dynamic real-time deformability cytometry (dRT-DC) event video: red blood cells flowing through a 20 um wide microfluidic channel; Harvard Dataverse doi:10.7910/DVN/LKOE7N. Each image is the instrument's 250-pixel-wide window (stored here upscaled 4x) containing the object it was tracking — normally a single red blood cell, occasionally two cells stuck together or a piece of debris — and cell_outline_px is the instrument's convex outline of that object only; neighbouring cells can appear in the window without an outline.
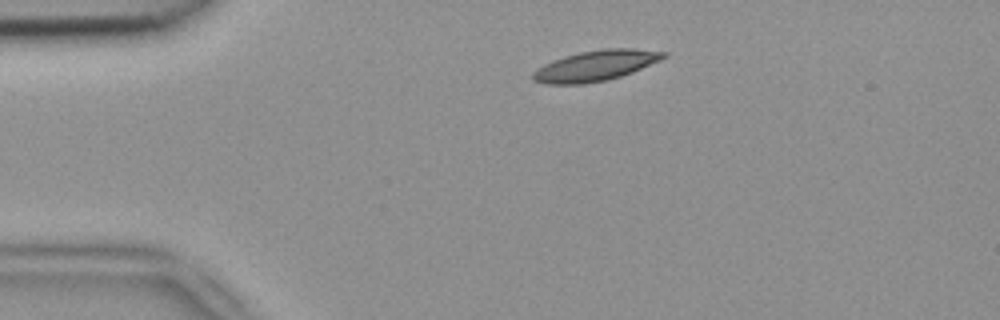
{"species": "common noctule bat (a hibernating species)", "species_latin": "Nyctalus noctula", "temperature_condition": "room temperature", "stored_images_in_passage": 43, "camera_frame_rate_fps": 3000, "um_per_image_px": 0.085, "animal": {"sex": "female", "body_mass_g": 18.4}, "frame": {"image": 1, "passage_image": 1, "time_ms": 0.0, "image_size_px": [1000, 320], "cell_outline_px": [[668, 56], [660, 60], [632, 72], [608, 80], [584, 84], [544, 84], [532, 80], [532, 72], [544, 64], [552, 60], [564, 56], [580, 52], [604, 48], [632, 48], [668, 52]], "centroid_in_image_um": [50.61, 5.58], "position_along_channel_um": 34.4, "area_um2": 23.35}}
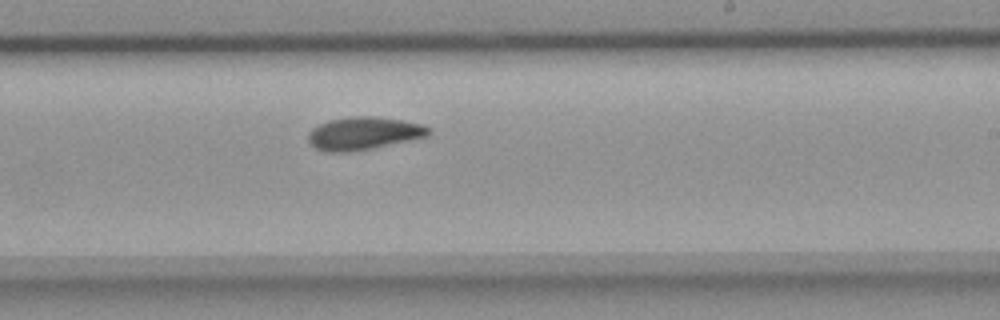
{"frame": {"image": 2, "passage_image": 22, "time_ms": 7.0, "image_size_px": [1000, 320], "cell_outline_px": [[432, 132], [428, 136], [372, 148], [348, 152], [324, 152], [316, 148], [308, 140], [308, 132], [312, 128], [328, 120], [356, 116], [372, 116], [400, 120], [424, 124], [432, 128]], "centroid_in_image_um": [30.92, 11.33], "position_along_channel_um": 258.1, "area_um2": 23.0}}
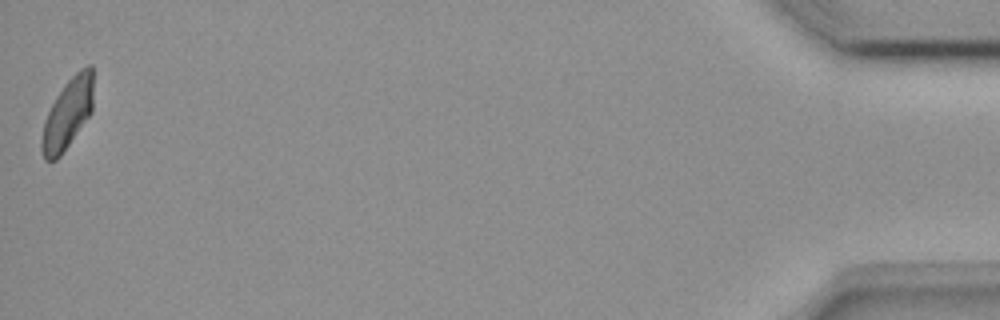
{"frame": {"image": 3, "passage_image": 43, "time_ms": 14.0, "image_size_px": [1000, 320], "cell_outline_px": [[92, 112], [60, 156], [56, 160], [44, 160], [40, 148], [40, 140], [44, 120], [56, 96], [64, 84], [80, 68], [88, 64], [92, 64]], "centroid_in_image_um": [5.72, 9.67], "position_along_channel_um": 429.5, "area_um2": 21.1}, "authors_computed_cell_mechanics": {"area_um2": 22.1952, "velocity_mm_per_s": 3.7955, "shape_relaxation_time_tau1_ms": 10.4523, "shape_relaxation_time_tau2_ms": null, "deformation_change_tau1": 0.2053, "deformation_change_tau2": null}}